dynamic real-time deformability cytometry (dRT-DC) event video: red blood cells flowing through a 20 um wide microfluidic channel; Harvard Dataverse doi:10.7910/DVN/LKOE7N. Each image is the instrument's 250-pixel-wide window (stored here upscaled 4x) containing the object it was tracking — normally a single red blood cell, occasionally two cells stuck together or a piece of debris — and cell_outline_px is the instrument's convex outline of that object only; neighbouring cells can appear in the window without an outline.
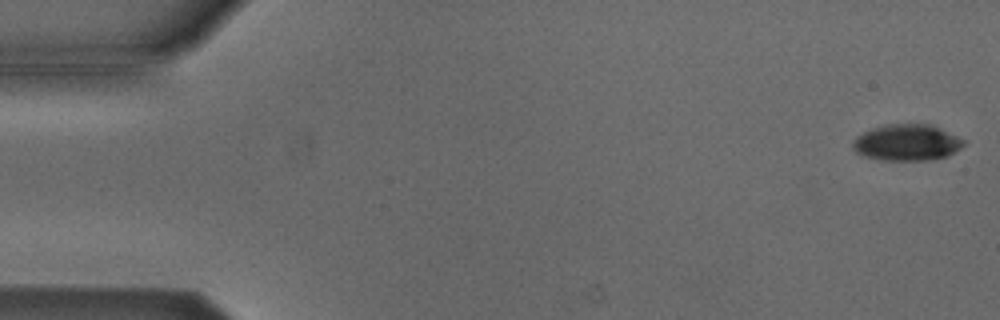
{"species": "Egyptian fruit bat (a non-hibernating species)", "species_latin": "Rousettus aegyptiacus", "temperature_condition": "cold", "stored_images_in_passage": 49, "camera_frame_rate_fps": 3000, "um_per_image_px": 0.085, "animal": {"sex": "male"}, "frame": {"image": 1, "passage_image": 1, "time_ms": 0.0, "image_size_px": [1000, 320], "cell_outline_px": [[964, 144], [960, 148], [948, 156], [928, 160], [884, 160], [868, 156], [856, 152], [852, 148], [852, 140], [856, 136], [872, 128], [888, 124], [932, 124], [964, 140]], "centroid_in_image_um": [77.07, 12.11], "position_along_channel_um": 7.9, "area_um2": 23.29}}
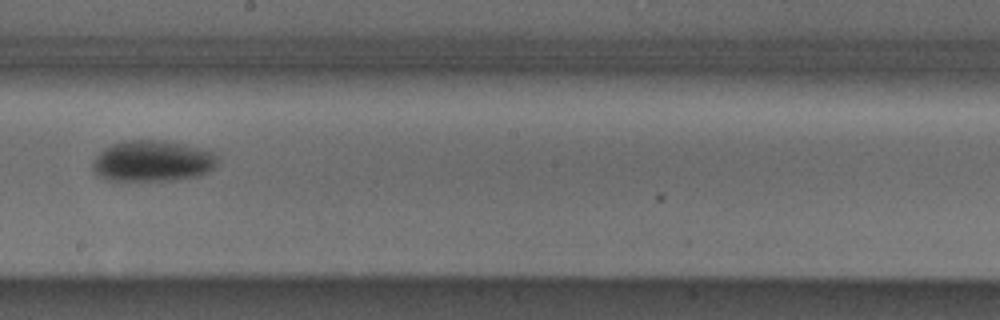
{"frame": {"image": 2, "passage_image": 30, "time_ms": 9.667, "image_size_px": [1000, 320], "cell_outline_px": [[220, 156], [216, 164], [208, 172], [200, 176], [180, 180], [108, 180], [96, 176], [92, 172], [92, 160], [104, 148], [112, 144], [128, 140], [164, 140], [200, 148], [216, 152]], "centroid_in_image_um": [12.97, 13.69], "position_along_channel_um": 235.2, "area_um2": 30.35}}
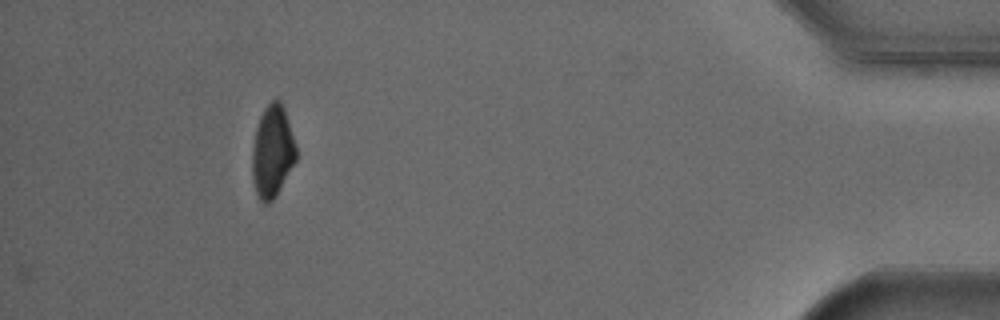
{"frame": {"image": 3, "passage_image": 49, "time_ms": 16.0, "image_size_px": [1000, 320], "cell_outline_px": [[296, 160], [272, 200], [268, 204], [264, 204], [260, 200], [256, 192], [252, 176], [252, 148], [256, 128], [260, 116], [264, 108], [272, 100], [280, 100], [284, 108], [288, 120], [296, 148]], "centroid_in_image_um": [23.13, 12.86], "position_along_channel_um": 412.1, "area_um2": 23.18}, "authors_computed_cell_mechanics": {"area_um2": 26.6458, "velocity_mm_per_s": 3.8228, "shape_relaxation_time_tau1_ms": 4.0161, "shape_relaxation_time_tau2_ms": null, "deformation_change_tau1": 0.1089, "deformation_change_tau2": null}}